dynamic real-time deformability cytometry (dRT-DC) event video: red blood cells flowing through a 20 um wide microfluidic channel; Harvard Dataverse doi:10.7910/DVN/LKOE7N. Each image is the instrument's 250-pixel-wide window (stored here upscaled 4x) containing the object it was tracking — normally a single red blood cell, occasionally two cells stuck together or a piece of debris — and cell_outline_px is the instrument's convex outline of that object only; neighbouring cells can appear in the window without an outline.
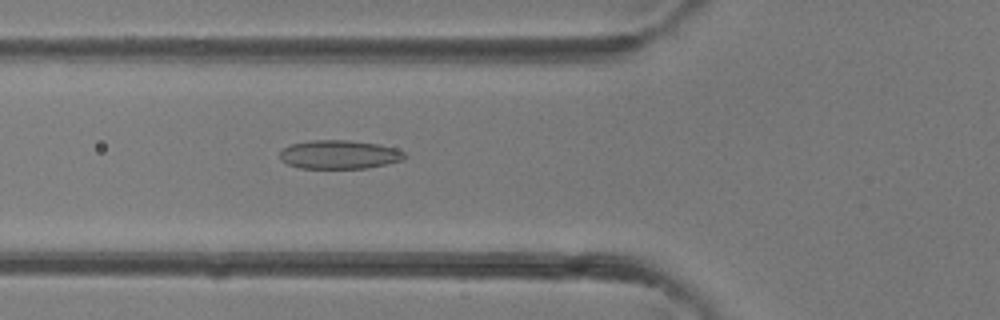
{"species": "common noctule bat (a hibernating species)", "species_latin": "Nyctalus noctula", "temperature_condition": "room temperature", "stored_images_in_passage": 25, "camera_frame_rate_fps": 3000, "um_per_image_px": 0.085, "animal": {"sex": "female"}, "frame": {"image": 1, "passage_image": 15, "time_ms": 4.667, "image_size_px": [1000, 320], "cell_outline_px": [[408, 156], [404, 160], [364, 168], [300, 168], [288, 164], [280, 160], [280, 152], [284, 148], [292, 144], [312, 140], [348, 140], [380, 144], [396, 148], [404, 152]], "centroid_in_image_um": [28.87, 13.13], "position_along_channel_um": 96.9, "area_um2": 20.87}}
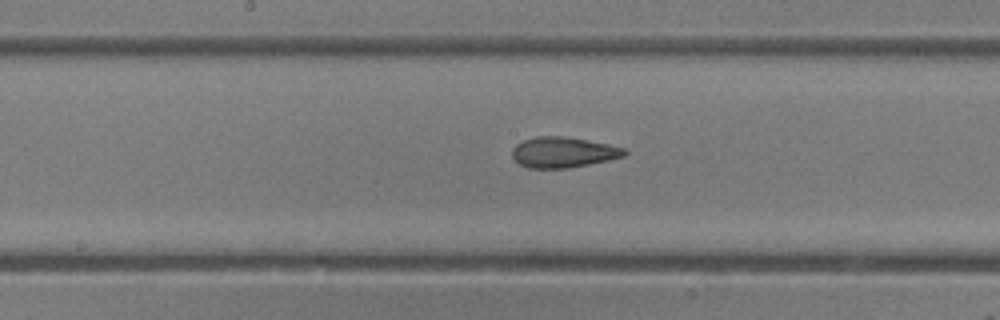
{"frame": {"image": 2, "passage_image": 21, "time_ms": 6.667, "image_size_px": [1000, 320], "cell_outline_px": [[628, 152], [624, 156], [608, 160], [568, 168], [528, 168], [520, 164], [512, 156], [512, 148], [516, 144], [524, 140], [536, 136], [564, 136], [608, 144], [624, 148]], "centroid_in_image_um": [47.85, 12.94], "position_along_channel_um": 200.3, "area_um2": 19.88}}
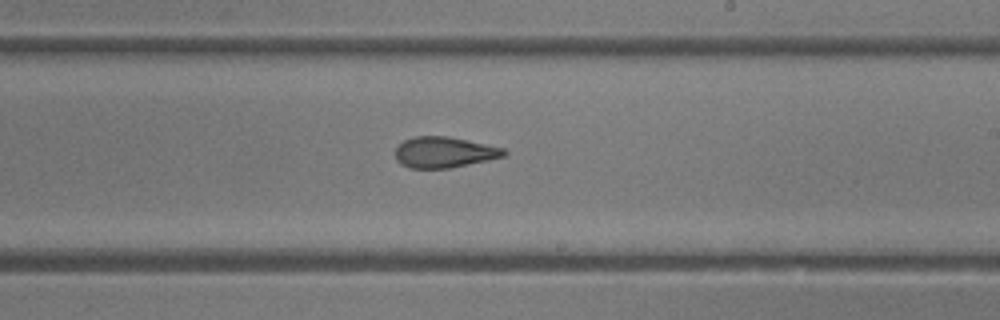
{"frame": {"image": 3, "passage_image": 24, "time_ms": 7.667, "image_size_px": [1000, 320], "cell_outline_px": [[508, 152], [504, 156], [488, 160], [452, 168], [408, 168], [400, 164], [396, 160], [396, 148], [404, 140], [416, 136], [448, 136], [504, 148]], "centroid_in_image_um": [37.75, 12.95], "position_along_channel_um": 251.3, "area_um2": 19.54}}